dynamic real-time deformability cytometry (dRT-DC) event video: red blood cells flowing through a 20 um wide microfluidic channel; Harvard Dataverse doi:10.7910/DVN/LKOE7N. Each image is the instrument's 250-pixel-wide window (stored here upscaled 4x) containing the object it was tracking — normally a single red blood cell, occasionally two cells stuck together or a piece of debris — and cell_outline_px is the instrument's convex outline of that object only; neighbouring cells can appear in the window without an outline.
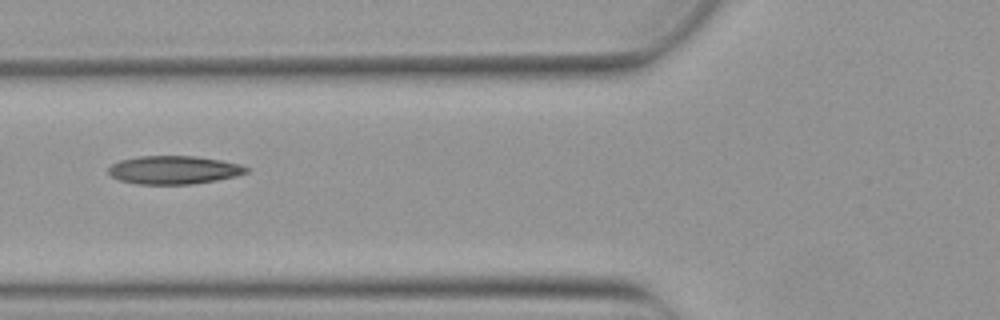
{"species": "Egyptian fruit bat (a non-hibernating species)", "species_latin": "Rousettus aegyptiacus", "temperature_condition": "warm", "stored_images_in_passage": 7, "camera_frame_rate_fps": 3000, "um_per_image_px": 0.085, "animal": {"sex": "female"}, "frame": {"image": 1, "passage_image": 5, "time_ms": 1.333, "image_size_px": [1000, 320], "cell_outline_px": [[248, 172], [236, 176], [216, 180], [192, 184], [136, 184], [120, 180], [112, 176], [108, 172], [108, 168], [112, 164], [120, 160], [140, 156], [196, 156], [220, 160], [240, 164], [248, 168]], "centroid_in_image_um": [14.77, 14.44], "position_along_channel_um": 111.0, "area_um2": 22.66}}
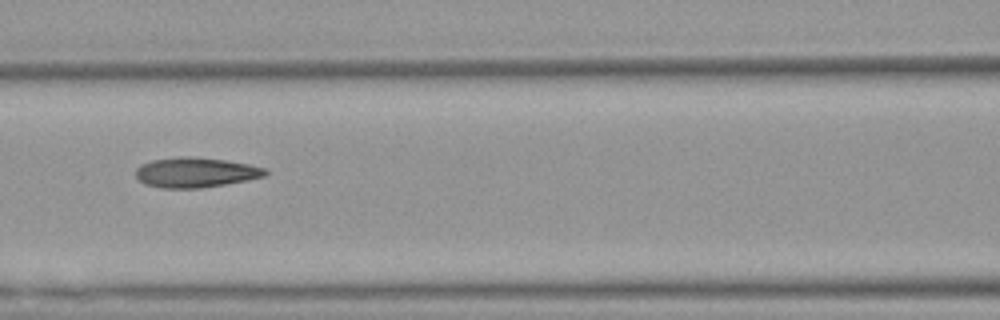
{"frame": {"image": 2, "passage_image": 6, "time_ms": 1.667, "image_size_px": [1000, 320], "cell_outline_px": [[268, 172], [264, 176], [224, 184], [200, 188], [160, 188], [144, 184], [136, 176], [136, 168], [140, 164], [152, 160], [180, 156], [188, 156], [224, 160], [248, 164], [264, 168]], "centroid_in_image_um": [16.56, 14.65], "position_along_channel_um": 150.0, "area_um2": 22.43}}
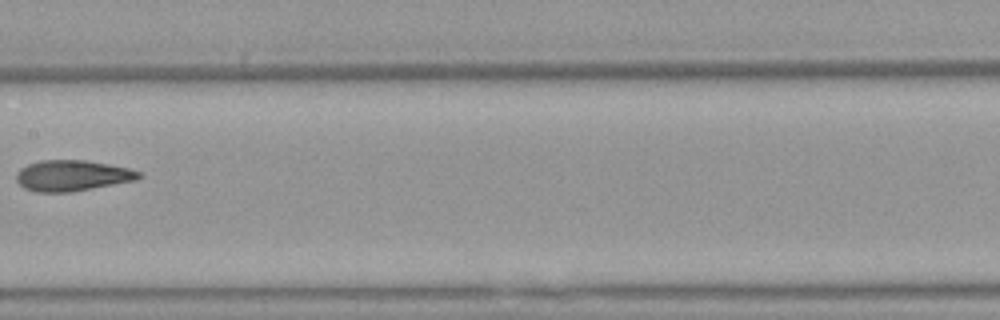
{"frame": {"image": 3, "passage_image": 7, "time_ms": 2.0, "image_size_px": [1000, 320], "cell_outline_px": [[144, 176], [136, 180], [68, 192], [36, 192], [24, 188], [16, 180], [16, 172], [20, 168], [28, 164], [40, 160], [84, 160], [108, 164], [128, 168], [140, 172]], "centroid_in_image_um": [6.11, 14.92], "position_along_channel_um": 201.3, "area_um2": 21.91}}